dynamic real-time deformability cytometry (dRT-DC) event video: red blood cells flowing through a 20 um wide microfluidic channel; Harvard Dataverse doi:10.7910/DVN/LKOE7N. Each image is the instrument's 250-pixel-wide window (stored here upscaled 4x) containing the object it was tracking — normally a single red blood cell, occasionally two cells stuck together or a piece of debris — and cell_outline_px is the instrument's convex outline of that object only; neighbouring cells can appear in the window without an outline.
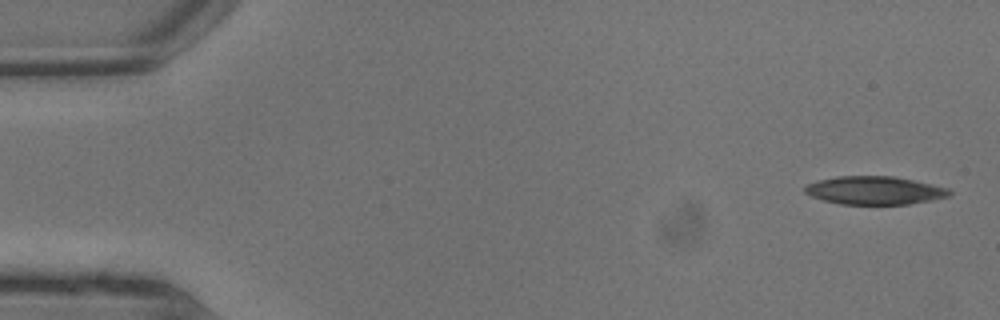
{"species": "common noctule bat (a hibernating species)", "species_latin": "Nyctalus noctula", "temperature_condition": "warm", "stored_images_in_passage": 7, "camera_frame_rate_fps": 3000, "um_per_image_px": 0.085, "animal": {"sex": "male", "body_mass_g": 13.3}, "frame": {"image": 1, "passage_image": 1, "time_ms": 0.0, "image_size_px": [1000, 320], "cell_outline_px": [[952, 192], [948, 196], [908, 204], [840, 204], [824, 200], [812, 196], [804, 192], [804, 184], [816, 180], [836, 176], [892, 176], [932, 184], [948, 188]], "centroid_in_image_um": [74.27, 16.17], "position_along_channel_um": 10.7, "area_um2": 23.64}}
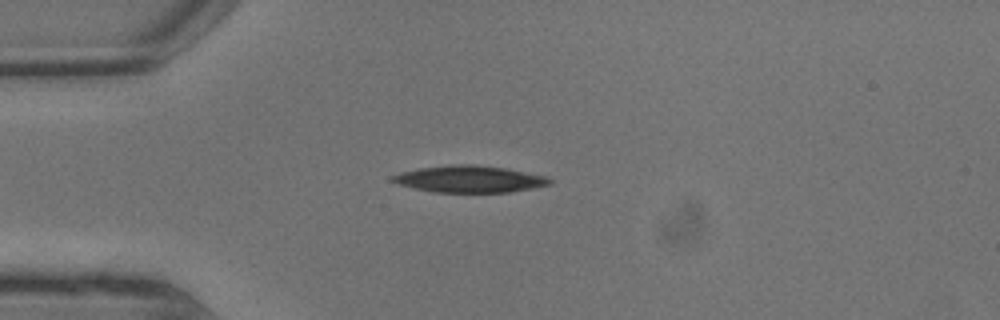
{"frame": {"image": 2, "passage_image": 5, "time_ms": 1.333, "image_size_px": [1000, 320], "cell_outline_px": [[552, 184], [512, 192], [432, 192], [396, 184], [388, 180], [392, 176], [400, 172], [420, 168], [452, 164], [472, 164], [508, 168], [548, 176], [552, 180]], "centroid_in_image_um": [39.91, 15.22], "position_along_channel_um": 45.1, "area_um2": 24.85}}
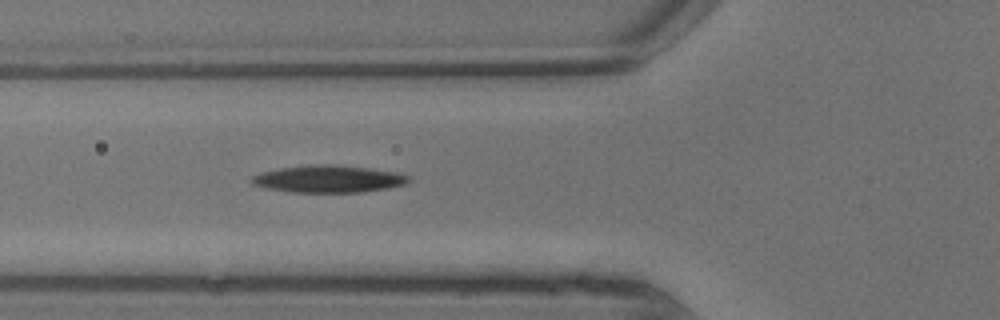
{"frame": {"image": 3, "passage_image": 7, "time_ms": 2.0, "image_size_px": [1000, 320], "cell_outline_px": [[412, 180], [404, 184], [388, 188], [360, 192], [292, 192], [264, 188], [252, 184], [248, 180], [252, 176], [260, 172], [280, 168], [308, 164], [332, 164], [368, 168], [396, 172], [408, 176]], "centroid_in_image_um": [27.86, 15.2], "position_along_channel_um": 97.9, "area_um2": 25.03}}